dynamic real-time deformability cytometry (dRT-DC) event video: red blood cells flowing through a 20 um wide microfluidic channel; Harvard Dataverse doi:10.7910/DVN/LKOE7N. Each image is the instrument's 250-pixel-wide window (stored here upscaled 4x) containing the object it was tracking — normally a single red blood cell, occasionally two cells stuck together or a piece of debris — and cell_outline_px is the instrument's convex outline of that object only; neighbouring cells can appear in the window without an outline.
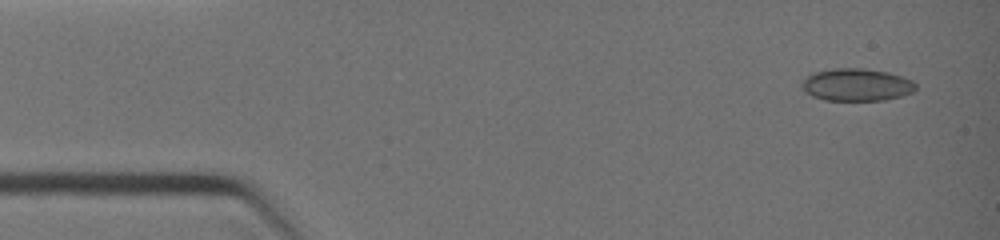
{"species": "common noctule bat (a hibernating species)", "species_latin": "Nyctalus noctula", "temperature_condition": "warm", "stored_images_in_passage": 8, "camera_frame_rate_fps": 3000, "um_per_image_px": 0.085, "animal": {"sex": "female", "body_mass_g": 19.0, "forearm_length_mm": 51.5}, "frame": {"image": 1, "passage_image": 1, "time_ms": 0.0, "image_size_px": [1000, 240], "cell_outline_px": [[916, 88], [912, 92], [900, 96], [884, 100], [824, 100], [812, 96], [804, 88], [804, 80], [812, 72], [832, 68], [864, 68], [888, 72], [912, 80], [916, 84]], "centroid_in_image_um": [72.83, 7.19], "position_along_channel_um": 12.2, "area_um2": 21.33}}
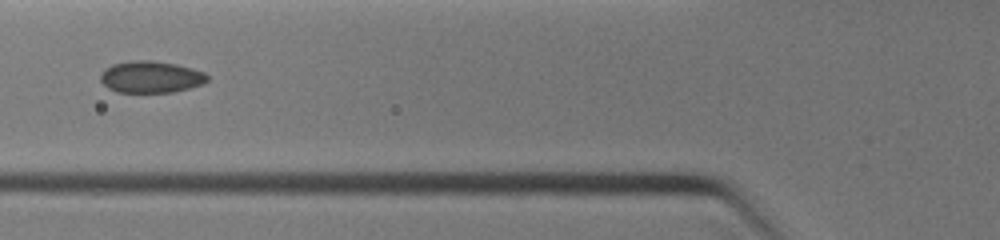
{"frame": {"image": 2, "passage_image": 6, "time_ms": 4.0, "image_size_px": [1000, 240], "cell_outline_px": [[208, 80], [204, 84], [172, 92], [116, 92], [108, 88], [100, 80], [100, 72], [104, 68], [112, 64], [128, 60], [148, 60], [176, 64], [192, 68], [204, 72], [208, 76]], "centroid_in_image_um": [12.79, 6.53], "position_along_channel_um": 113.0, "area_um2": 19.94}}
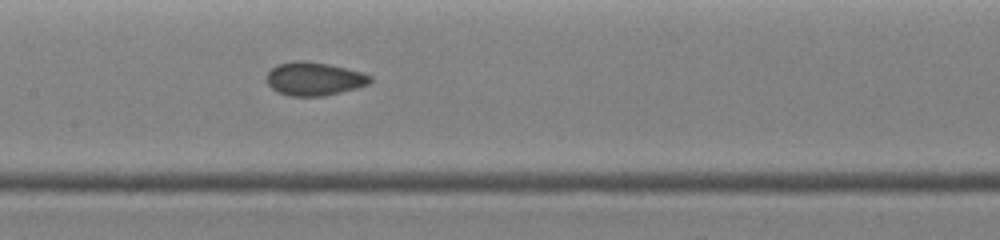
{"frame": {"image": 3, "passage_image": 8, "time_ms": 5.333, "image_size_px": [1000, 240], "cell_outline_px": [[372, 80], [368, 84], [356, 88], [324, 96], [288, 96], [276, 92], [268, 84], [268, 72], [276, 64], [296, 60], [304, 60], [328, 64], [364, 72], [372, 76]], "centroid_in_image_um": [26.71, 6.69], "position_along_channel_um": 180.7, "area_um2": 20.23}}